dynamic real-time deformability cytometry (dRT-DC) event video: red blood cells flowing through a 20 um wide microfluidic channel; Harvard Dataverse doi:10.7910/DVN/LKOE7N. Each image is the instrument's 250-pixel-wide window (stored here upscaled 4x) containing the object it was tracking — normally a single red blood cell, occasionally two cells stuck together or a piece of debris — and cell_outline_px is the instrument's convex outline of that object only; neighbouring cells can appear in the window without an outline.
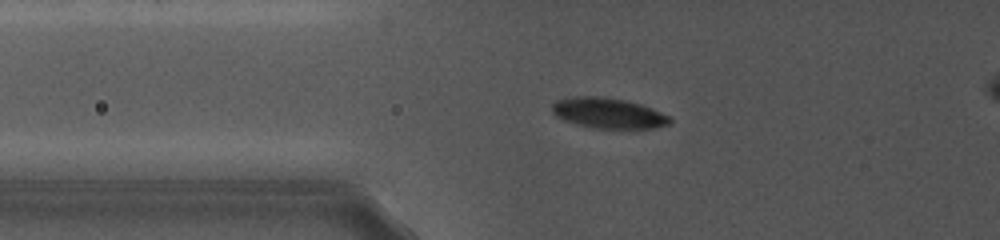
{"species": "common noctule bat (a hibernating species)", "species_latin": "Nyctalus noctula", "temperature_condition": "cold", "stored_images_in_passage": 13, "camera_frame_rate_fps": 5000, "um_per_image_px": 0.085, "animal": {"sex": "female", "body_mass_g": 19.0, "forearm_length_mm": 56.7}, "frame": {"image": 1, "passage_image": 10, "time_ms": 8.8, "image_size_px": [1000, 240], "cell_outline_px": [[672, 124], [652, 128], [592, 128], [564, 120], [556, 116], [552, 112], [552, 104], [556, 100], [572, 96], [604, 96], [624, 100], [640, 104], [652, 108], [672, 116]], "centroid_in_image_um": [51.73, 9.61], "position_along_channel_um": 74.1, "area_um2": 21.1}}